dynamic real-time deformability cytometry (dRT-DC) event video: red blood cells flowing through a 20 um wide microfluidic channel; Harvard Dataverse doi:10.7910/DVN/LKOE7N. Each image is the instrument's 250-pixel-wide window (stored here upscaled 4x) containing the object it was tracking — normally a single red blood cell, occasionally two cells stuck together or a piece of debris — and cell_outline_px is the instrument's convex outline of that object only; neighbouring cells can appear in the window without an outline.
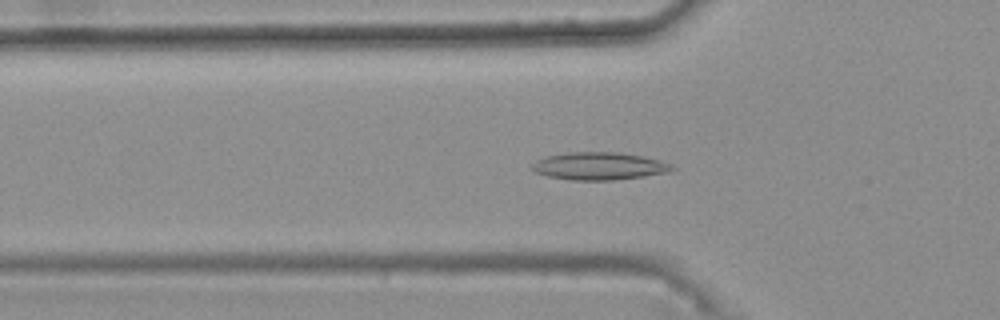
{"species": "common noctule bat (a hibernating species)", "species_latin": "Nyctalus noctula", "temperature_condition": "warm", "stored_images_in_passage": 45, "camera_frame_rate_fps": 3000, "um_per_image_px": 0.085, "animal": {"sex": "female", "body_mass_g": 25.1}, "frame": {"image": 1, "passage_image": 17, "time_ms": 5.333, "image_size_px": [1000, 320], "cell_outline_px": [[676, 168], [668, 172], [644, 176], [612, 180], [572, 180], [548, 176], [536, 172], [532, 168], [532, 164], [536, 160], [544, 156], [568, 152], [620, 152], [644, 156], [660, 160], [672, 164]], "centroid_in_image_um": [50.94, 14.1], "position_along_channel_um": 74.9, "area_um2": 22.6}}
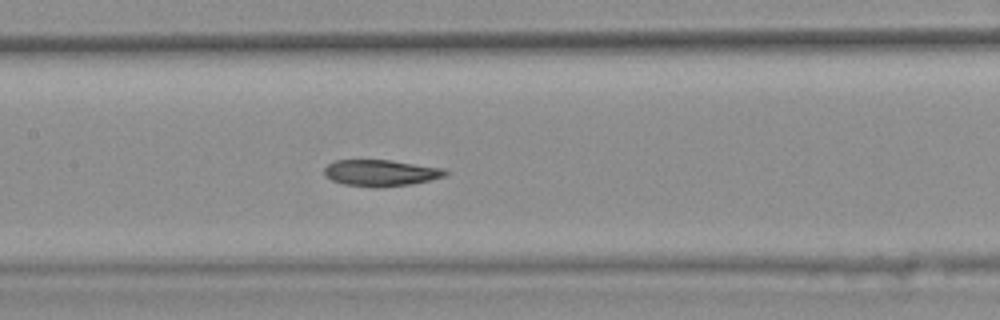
{"frame": {"image": 2, "passage_image": 25, "time_ms": 8.0, "image_size_px": [1000, 320], "cell_outline_px": [[448, 172], [444, 176], [412, 184], [380, 188], [372, 188], [344, 184], [332, 180], [324, 176], [324, 168], [328, 164], [336, 160], [388, 160], [444, 168]], "centroid_in_image_um": [32.33, 14.71], "position_along_channel_um": 175.1, "area_um2": 18.67}}
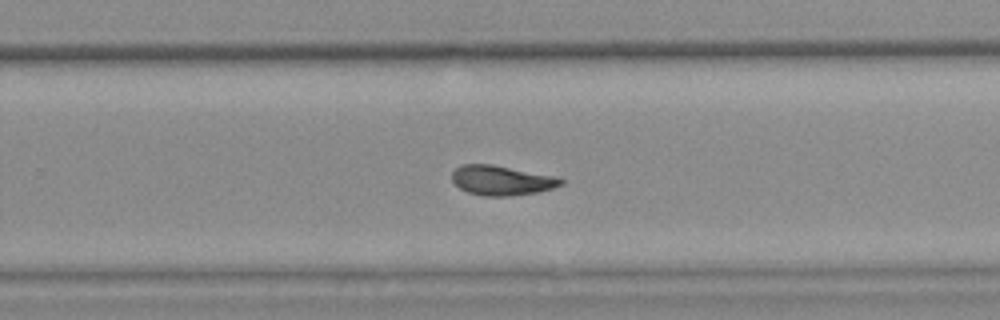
{"frame": {"image": 3, "passage_image": 34, "time_ms": 11.0, "image_size_px": [1000, 320], "cell_outline_px": [[564, 184], [552, 188], [536, 192], [508, 196], [484, 196], [468, 192], [460, 188], [452, 180], [452, 172], [460, 164], [492, 164], [552, 176], [564, 180]], "centroid_in_image_um": [42.59, 15.33], "position_along_channel_um": 287.2, "area_um2": 18.61}, "authors_computed_cell_mechanics": {"area_um2": 19.4786, "velocity_mm_per_s": 3.7533, "shape_relaxation_time_tau1_ms": null, "shape_relaxation_time_tau2_ms": 2.158, "deformation_change_tau1": null, "deformation_change_tau2": 0.0706}}